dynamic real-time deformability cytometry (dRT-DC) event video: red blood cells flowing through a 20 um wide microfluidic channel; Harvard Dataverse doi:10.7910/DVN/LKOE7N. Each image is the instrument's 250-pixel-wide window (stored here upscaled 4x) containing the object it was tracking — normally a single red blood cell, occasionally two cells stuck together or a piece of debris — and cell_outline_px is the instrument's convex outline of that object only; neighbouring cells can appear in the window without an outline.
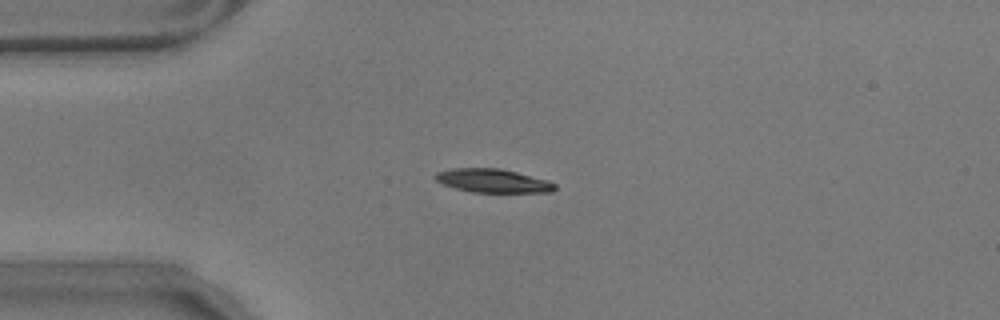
{"species": "common noctule bat (a hibernating species)", "species_latin": "Nyctalus noctula", "temperature_condition": "warm", "stored_images_in_passage": 44, "camera_frame_rate_fps": 3000, "um_per_image_px": 0.085, "animal": {"sex": "male", "body_mass_g": 17.9}, "frame": {"image": 1, "passage_image": 1, "time_ms": 0.0, "image_size_px": [1000, 320], "cell_outline_px": [[556, 188], [552, 192], [472, 192], [456, 188], [444, 184], [436, 180], [432, 176], [436, 172], [452, 168], [500, 168], [548, 180], [556, 184]], "centroid_in_image_um": [41.88, 15.36], "position_along_channel_um": 43.1, "area_um2": 16.42}}
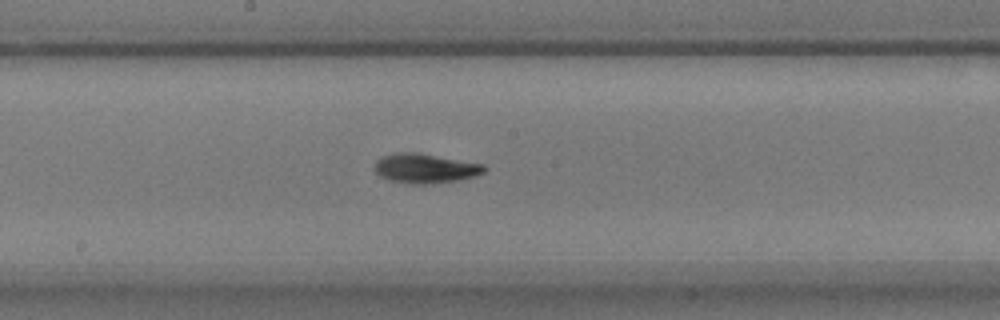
{"frame": {"image": 2, "passage_image": 17, "time_ms": 5.333, "image_size_px": [1000, 320], "cell_outline_px": [[488, 168], [484, 172], [476, 176], [460, 180], [432, 184], [412, 184], [388, 180], [380, 176], [372, 168], [376, 160], [384, 156], [396, 152], [416, 152], [484, 164]], "centroid_in_image_um": [36.14, 14.32], "position_along_channel_um": 212.1, "area_um2": 19.13}}
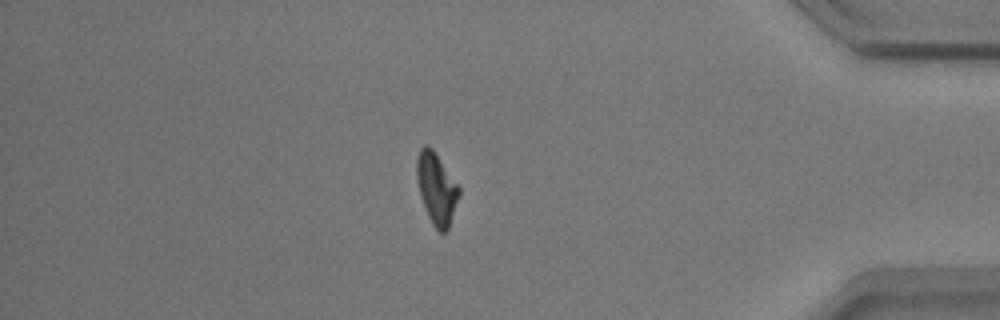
{"frame": {"image": 3, "passage_image": 36, "time_ms": 11.667, "image_size_px": [1000, 320], "cell_outline_px": [[460, 192], [448, 228], [444, 232], [440, 232], [432, 224], [428, 216], [420, 196], [416, 176], [416, 156], [420, 148], [424, 144], [428, 144], [432, 148], [460, 188]], "centroid_in_image_um": [37.07, 15.98], "position_along_channel_um": 398.1, "area_um2": 17.4}, "authors_computed_cell_mechanics": {"area_um2": 17.1666, "velocity_mm_per_s": 3.5191, "shape_relaxation_time_tau1_ms": 2.5689, "shape_relaxation_time_tau2_ms": 4.1725, "deformation_change_tau1": 0.1621, "deformation_change_tau2": 0.1147}}